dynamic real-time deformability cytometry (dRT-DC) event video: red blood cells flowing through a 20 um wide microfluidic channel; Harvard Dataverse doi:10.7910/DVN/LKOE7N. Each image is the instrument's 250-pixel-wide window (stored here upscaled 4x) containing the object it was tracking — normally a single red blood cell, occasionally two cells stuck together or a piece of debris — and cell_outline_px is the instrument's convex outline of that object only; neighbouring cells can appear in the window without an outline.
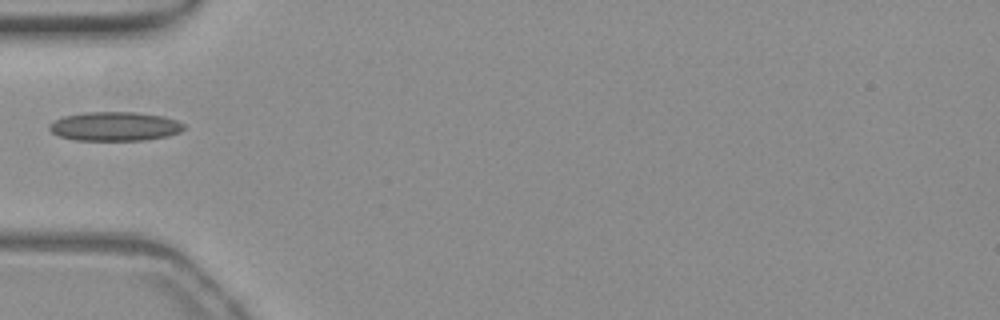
{"species": "common noctule bat (a hibernating species)", "species_latin": "Nyctalus noctula", "temperature_condition": "warm", "stored_images_in_passage": 14, "camera_frame_rate_fps": 3000, "um_per_image_px": 0.085, "animal": {"sex": "female", "body_mass_g": 19.3, "forearm_length_mm": 54.1}, "frame": {"image": 1, "passage_image": 1, "time_ms": 0.0, "image_size_px": [1000, 320], "cell_outline_px": [[184, 128], [180, 132], [168, 136], [144, 140], [76, 140], [60, 136], [52, 132], [48, 128], [48, 124], [64, 116], [84, 112], [136, 112], [164, 116], [176, 120], [184, 124]], "centroid_in_image_um": [9.77, 10.73], "position_along_channel_um": 75.2, "area_um2": 22.77}}
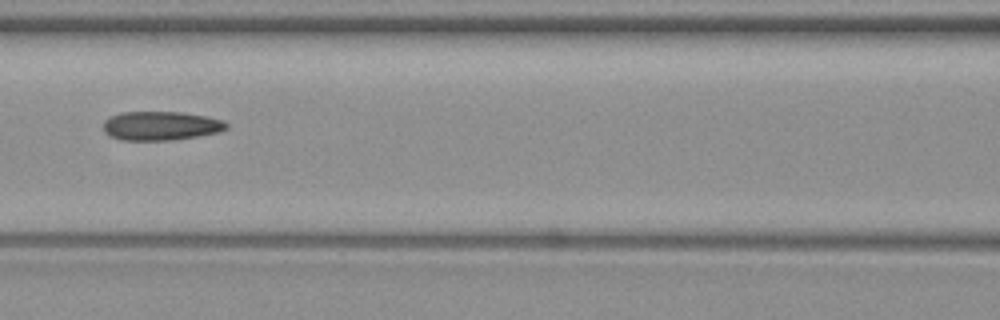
{"frame": {"image": 2, "passage_image": 7, "time_ms": 2.0, "image_size_px": [1000, 320], "cell_outline_px": [[228, 128], [220, 132], [172, 140], [120, 140], [108, 136], [104, 132], [104, 120], [120, 112], [184, 112], [224, 120], [228, 124]], "centroid_in_image_um": [13.66, 10.69], "position_along_channel_um": 152.9, "area_um2": 20.87}}
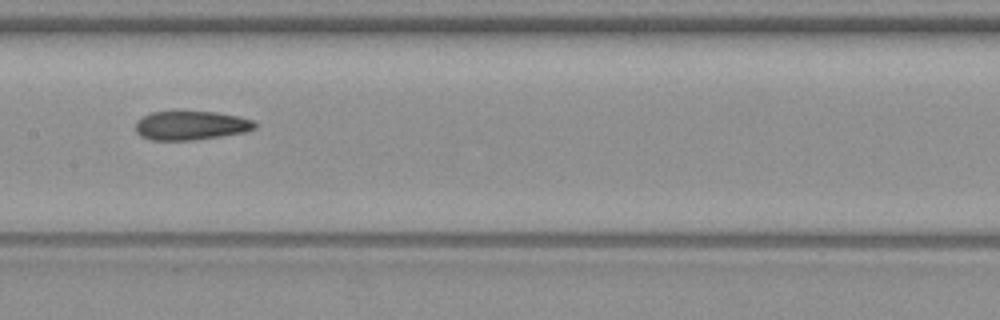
{"frame": {"image": 3, "passage_image": 10, "time_ms": 3.0, "image_size_px": [1000, 320], "cell_outline_px": [[256, 128], [244, 132], [220, 136], [192, 140], [152, 140], [140, 136], [136, 132], [136, 120], [152, 112], [216, 112], [236, 116], [252, 120], [256, 124]], "centroid_in_image_um": [16.2, 10.67], "position_along_channel_um": 191.2, "area_um2": 19.88}}